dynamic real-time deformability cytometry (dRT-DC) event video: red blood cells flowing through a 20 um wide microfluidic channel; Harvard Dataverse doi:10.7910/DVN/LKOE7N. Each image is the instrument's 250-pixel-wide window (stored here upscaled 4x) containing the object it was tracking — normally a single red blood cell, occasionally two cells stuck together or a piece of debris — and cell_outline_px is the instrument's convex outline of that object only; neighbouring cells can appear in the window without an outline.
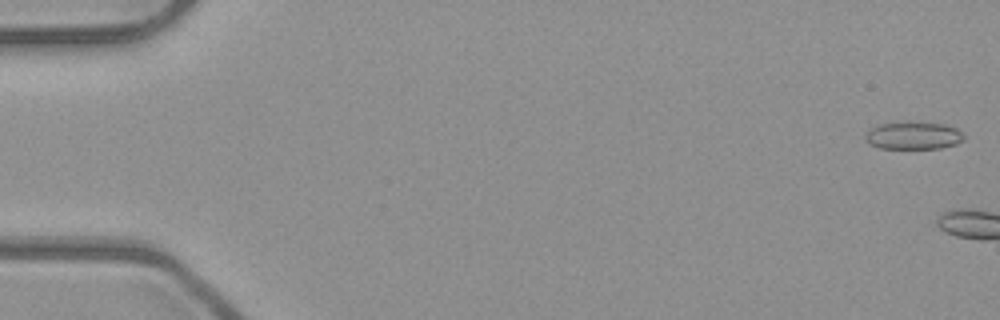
{"species": "common noctule bat (a hibernating species)", "species_latin": "Nyctalus noctula", "temperature_condition": "room temperature", "stored_images_in_passage": 4, "camera_frame_rate_fps": 3000, "um_per_image_px": 0.085, "animal": {"sex": "male", "body_mass_g": 23.1, "forearm_length_mm": 52.7}, "frame": {"image": 1, "passage_image": 1, "time_ms": 0.0, "image_size_px": [1000, 320], "cell_outline_px": [[964, 140], [956, 144], [940, 148], [880, 148], [868, 144], [864, 136], [872, 128], [880, 124], [908, 120], [944, 124], [956, 128], [964, 136]], "centroid_in_image_um": [77.63, 11.5], "position_along_channel_um": 7.4, "area_um2": 16.07}}